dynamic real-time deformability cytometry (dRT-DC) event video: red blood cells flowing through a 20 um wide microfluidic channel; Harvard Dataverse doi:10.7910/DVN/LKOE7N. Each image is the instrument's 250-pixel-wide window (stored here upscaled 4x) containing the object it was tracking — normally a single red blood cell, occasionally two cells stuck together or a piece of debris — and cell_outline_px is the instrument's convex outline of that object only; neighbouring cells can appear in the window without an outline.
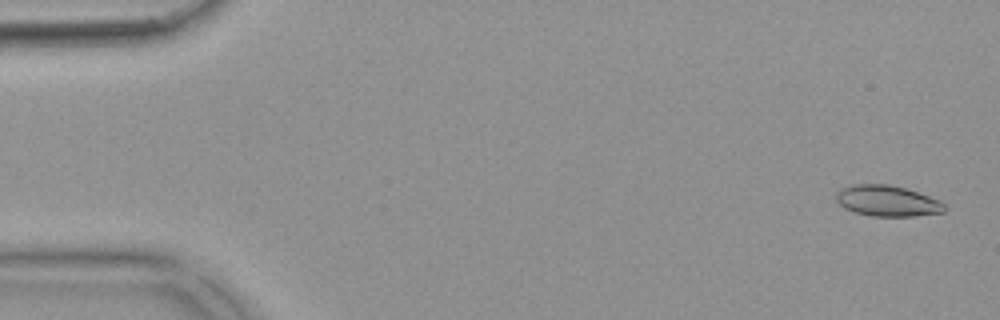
{"species": "common noctule bat (a hibernating species)", "species_latin": "Nyctalus noctula", "temperature_condition": "warm", "stored_images_in_passage": 53, "camera_frame_rate_fps": 3000, "um_per_image_px": 0.085, "animal": {"sex": "female", "body_mass_g": 18.4}, "frame": {"image": 1, "passage_image": 2, "time_ms": 0.333, "image_size_px": [1000, 320], "cell_outline_px": [[944, 212], [912, 216], [872, 216], [856, 212], [844, 208], [836, 200], [836, 192], [840, 188], [852, 184], [888, 184], [904, 188], [940, 200], [944, 204]], "centroid_in_image_um": [75.38, 17.07], "position_along_channel_um": 9.6, "area_um2": 19.36}}
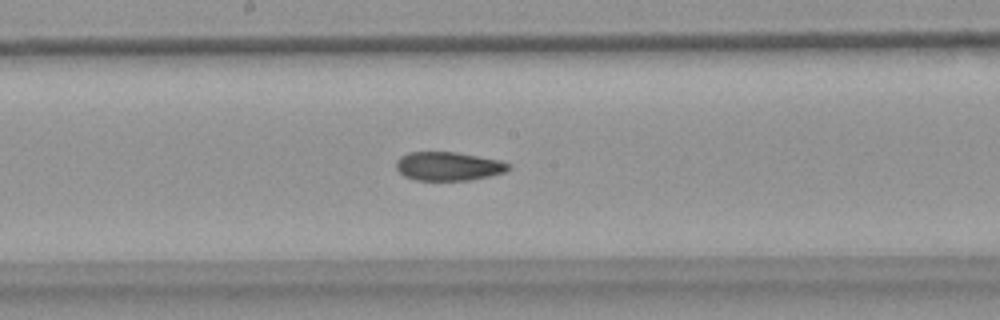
{"frame": {"image": 2, "passage_image": 28, "time_ms": 9.0, "image_size_px": [1000, 320], "cell_outline_px": [[512, 168], [504, 172], [472, 180], [416, 180], [404, 176], [396, 168], [396, 160], [400, 156], [408, 152], [456, 152], [500, 160], [508, 164]], "centroid_in_image_um": [38.09, 14.13], "position_along_channel_um": 210.1, "area_um2": 18.79}}
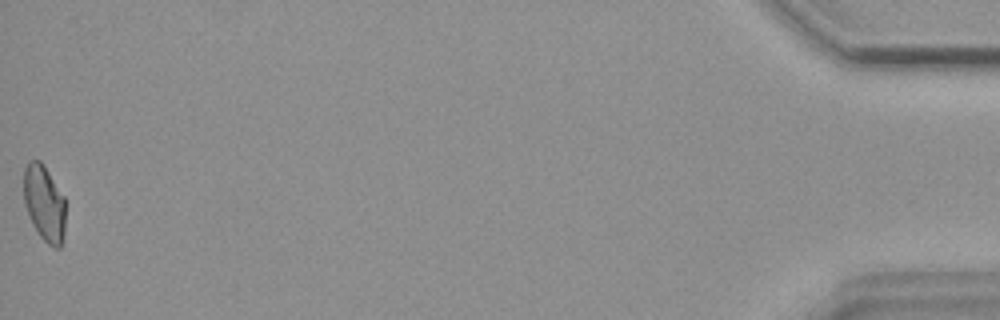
{"frame": {"image": 3, "passage_image": 53, "time_ms": 17.333, "image_size_px": [1000, 320], "cell_outline_px": [[64, 236], [60, 248], [56, 248], [48, 244], [40, 236], [32, 224], [24, 204], [24, 168], [28, 160], [40, 160], [44, 164], [64, 196]], "centroid_in_image_um": [3.75, 17.25], "position_along_channel_um": 431.4, "area_um2": 18.61}, "authors_computed_cell_mechanics": {"area_um2": 19.5364, "velocity_mm_per_s": 3.8431, "shape_relaxation_time_tau1_ms": null, "shape_relaxation_time_tau2_ms": 4.0194, "deformation_change_tau1": null, "deformation_change_tau2": 0.0743}}